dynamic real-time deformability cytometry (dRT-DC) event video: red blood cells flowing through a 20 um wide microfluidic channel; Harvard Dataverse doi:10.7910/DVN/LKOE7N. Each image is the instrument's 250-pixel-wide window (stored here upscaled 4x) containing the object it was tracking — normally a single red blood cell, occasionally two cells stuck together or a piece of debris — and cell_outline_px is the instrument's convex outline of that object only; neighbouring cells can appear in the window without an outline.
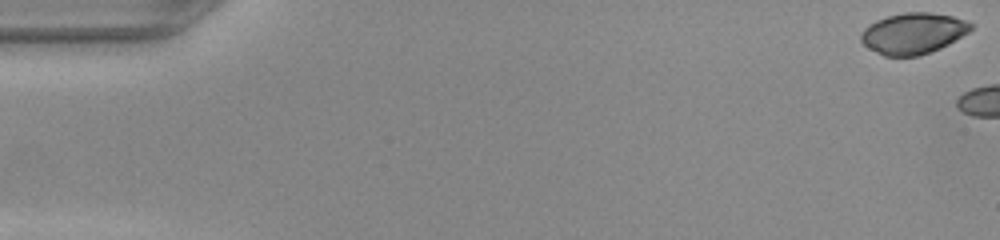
{"species": "common noctule bat (a hibernating species)", "species_latin": "Nyctalus noctula", "temperature_condition": "warm", "stored_images_in_passage": 4, "camera_frame_rate_fps": 3000, "um_per_image_px": 0.085, "animal": {"sex": "female", "body_mass_g": 22.0, "forearm_length_mm": 56.7}, "frame": {"image": 1, "passage_image": 1, "time_ms": 0.0, "image_size_px": [1000, 240], "cell_outline_px": [[976, 24], [968, 32], [948, 44], [940, 48], [920, 56], [884, 56], [868, 48], [860, 40], [860, 36], [864, 28], [876, 20], [888, 16], [904, 12], [928, 12], [952, 16]], "centroid_in_image_um": [77.62, 2.83], "position_along_channel_um": 7.4, "area_um2": 26.24}}